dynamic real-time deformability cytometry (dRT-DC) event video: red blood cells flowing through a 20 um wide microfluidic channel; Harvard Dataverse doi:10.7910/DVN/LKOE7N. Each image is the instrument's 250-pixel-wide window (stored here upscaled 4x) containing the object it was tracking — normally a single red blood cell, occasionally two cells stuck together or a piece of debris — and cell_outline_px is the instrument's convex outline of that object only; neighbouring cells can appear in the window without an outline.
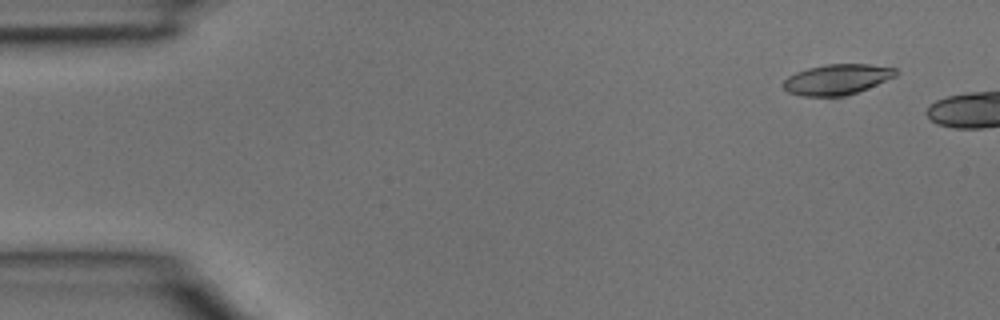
{"species": "common noctule bat (a hibernating species)", "species_latin": "Nyctalus noctula", "temperature_condition": "room temperature", "stored_images_in_passage": 6, "camera_frame_rate_fps": 3000, "um_per_image_px": 0.085, "animal": {"sex": "male", "body_mass_g": 15.6}, "frame": {"image": 1, "passage_image": 1, "time_ms": 0.0, "image_size_px": [1000, 320], "cell_outline_px": [[900, 72], [896, 76], [856, 92], [844, 96], [800, 96], [788, 92], [784, 88], [784, 80], [788, 76], [796, 72], [808, 68], [828, 64], [868, 64], [896, 68]], "centroid_in_image_um": [71.14, 6.74], "position_along_channel_um": 13.9, "area_um2": 19.83}}